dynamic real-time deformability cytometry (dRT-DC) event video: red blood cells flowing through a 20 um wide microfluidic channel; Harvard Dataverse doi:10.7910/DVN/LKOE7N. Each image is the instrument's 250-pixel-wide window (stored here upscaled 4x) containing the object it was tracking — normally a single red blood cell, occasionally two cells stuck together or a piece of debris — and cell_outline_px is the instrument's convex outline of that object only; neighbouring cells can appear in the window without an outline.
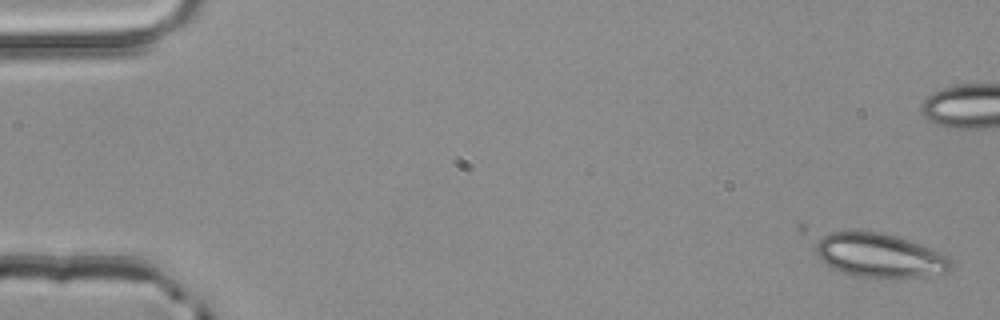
{"species": "common noctule bat (a hibernating species)", "species_latin": "Nyctalus noctula", "temperature_condition": "room temperature", "stored_images_in_passage": 4, "camera_frame_rate_fps": 3000, "um_per_image_px": 0.085, "animal": {"sex": "male", "body_mass_g": 20.4}, "frame": {"image": 1, "passage_image": 4, "time_ms": 1.0, "image_size_px": [1000, 320], "cell_outline_px": [[952, 268], [948, 272], [924, 276], [860, 276], [844, 272], [832, 268], [820, 260], [796, 228], [796, 224], [804, 224], [880, 232], [896, 236], [932, 248], [948, 256], [952, 260]], "centroid_in_image_um": [74.19, 21.48], "position_along_channel_um": 10.8, "area_um2": 38.49}}